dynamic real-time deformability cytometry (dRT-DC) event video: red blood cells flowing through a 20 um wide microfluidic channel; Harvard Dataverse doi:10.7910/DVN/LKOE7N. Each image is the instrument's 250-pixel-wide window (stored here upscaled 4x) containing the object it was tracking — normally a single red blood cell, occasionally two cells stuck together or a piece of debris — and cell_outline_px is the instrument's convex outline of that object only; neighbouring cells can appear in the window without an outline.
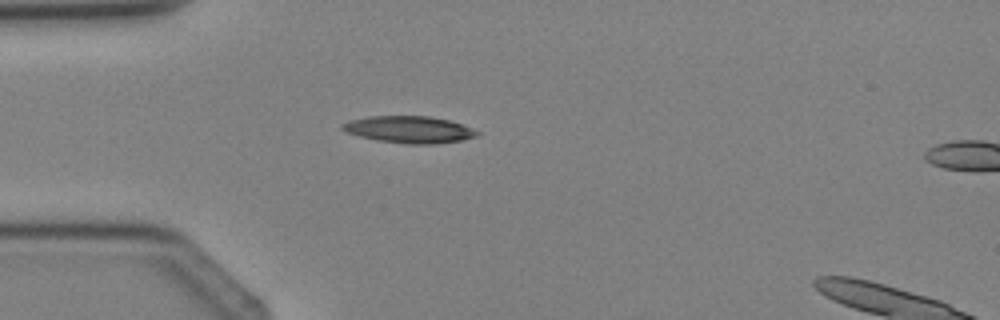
{"species": "Egyptian fruit bat (a non-hibernating species)", "species_latin": "Rousettus aegyptiacus", "temperature_condition": "cold", "stored_images_in_passage": 4, "segment_of_instrument_passage": [1, 2], "camera_frame_rate_fps": 3000, "um_per_image_px": 0.085, "animal": {"sex": "female"}, "frame": {"image": 1, "passage_image": 3, "time_ms": 2.667, "image_size_px": [1000, 320], "cell_outline_px": [[480, 132], [476, 136], [460, 140], [436, 144], [408, 144], [376, 140], [360, 136], [348, 132], [340, 128], [340, 124], [348, 120], [368, 116], [432, 116], [448, 120], [472, 128]], "centroid_in_image_um": [34.74, 11.0], "position_along_channel_um": 50.3, "area_um2": 21.1}}